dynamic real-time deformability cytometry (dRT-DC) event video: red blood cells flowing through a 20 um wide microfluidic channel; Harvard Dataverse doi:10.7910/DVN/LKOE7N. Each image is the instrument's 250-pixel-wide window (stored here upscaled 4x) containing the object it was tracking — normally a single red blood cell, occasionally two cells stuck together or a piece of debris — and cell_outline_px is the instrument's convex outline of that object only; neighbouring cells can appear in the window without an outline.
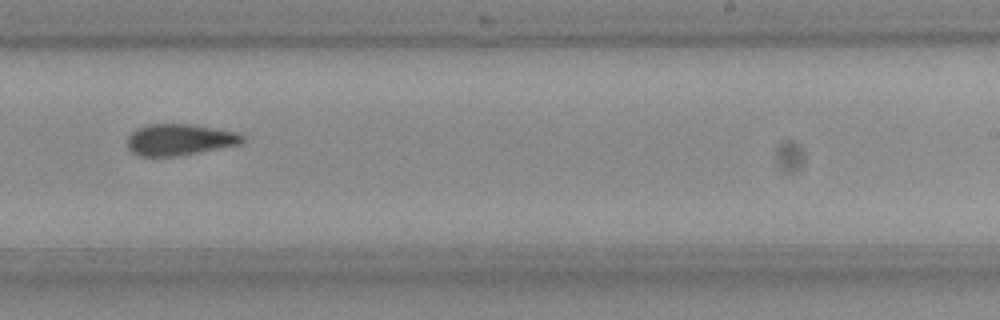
{"species": "Egyptian fruit bat (a non-hibernating species)", "species_latin": "Rousettus aegyptiacus", "temperature_condition": "room temperature", "stored_images_in_passage": 10, "camera_frame_rate_fps": 3000, "um_per_image_px": 0.085, "frame": {"image": 1, "passage_image": 9, "time_ms": 2.667, "image_size_px": [1000, 320], "cell_outline_px": [[244, 140], [240, 144], [180, 156], [140, 156], [132, 152], [128, 148], [128, 136], [136, 128], [148, 124], [192, 124], [236, 132], [244, 136]], "centroid_in_image_um": [15.25, 11.87], "position_along_channel_um": 273.7, "area_um2": 21.04}}
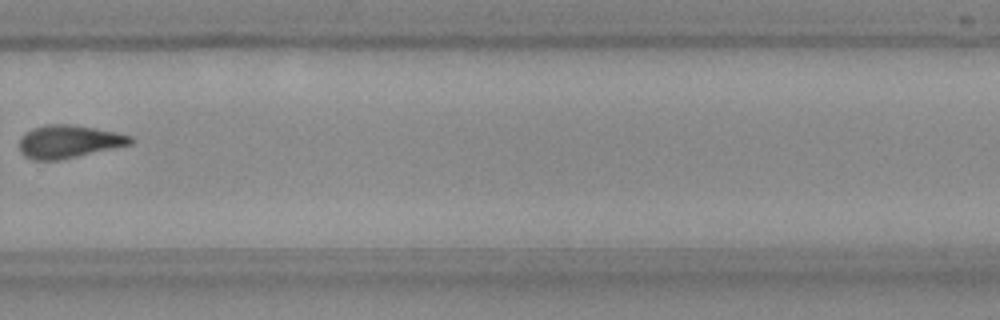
{"frame": {"image": 2, "passage_image": 10, "time_ms": 3.0, "image_size_px": [1000, 320], "cell_outline_px": [[136, 140], [132, 144], [60, 160], [32, 160], [24, 156], [20, 152], [20, 140], [32, 128], [48, 124], [72, 124], [116, 132], [132, 136]], "centroid_in_image_um": [5.87, 12.04], "position_along_channel_um": 323.9, "area_um2": 21.27}}